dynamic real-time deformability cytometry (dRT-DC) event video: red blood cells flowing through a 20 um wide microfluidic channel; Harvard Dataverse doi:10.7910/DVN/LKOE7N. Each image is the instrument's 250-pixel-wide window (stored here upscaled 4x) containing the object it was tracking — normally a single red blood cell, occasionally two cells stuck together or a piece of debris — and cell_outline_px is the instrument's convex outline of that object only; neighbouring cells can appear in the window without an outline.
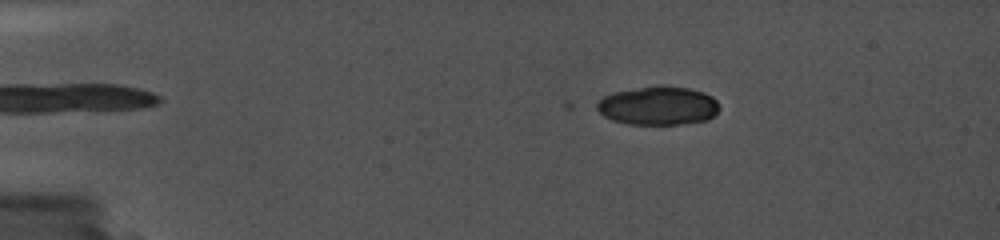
{"species": "common noctule bat (a hibernating species)", "species_latin": "Nyctalus noctula", "temperature_condition": "cold", "stored_images_in_passage": 4, "camera_frame_rate_fps": 5000, "um_per_image_px": 0.085, "animal": {"sex": "female", "body_mass_g": 19.0, "forearm_length_mm": 56.7}, "frame": {"image": 1, "passage_image": 4, "time_ms": 0.4, "image_size_px": [1000, 240], "cell_outline_px": [[720, 108], [708, 120], [680, 124], [628, 124], [612, 120], [604, 116], [596, 108], [596, 104], [604, 96], [612, 92], [660, 84], [688, 88], [704, 92], [712, 96], [720, 104]], "centroid_in_image_um": [55.95, 8.97], "position_along_channel_um": 29.0, "area_um2": 27.8}}